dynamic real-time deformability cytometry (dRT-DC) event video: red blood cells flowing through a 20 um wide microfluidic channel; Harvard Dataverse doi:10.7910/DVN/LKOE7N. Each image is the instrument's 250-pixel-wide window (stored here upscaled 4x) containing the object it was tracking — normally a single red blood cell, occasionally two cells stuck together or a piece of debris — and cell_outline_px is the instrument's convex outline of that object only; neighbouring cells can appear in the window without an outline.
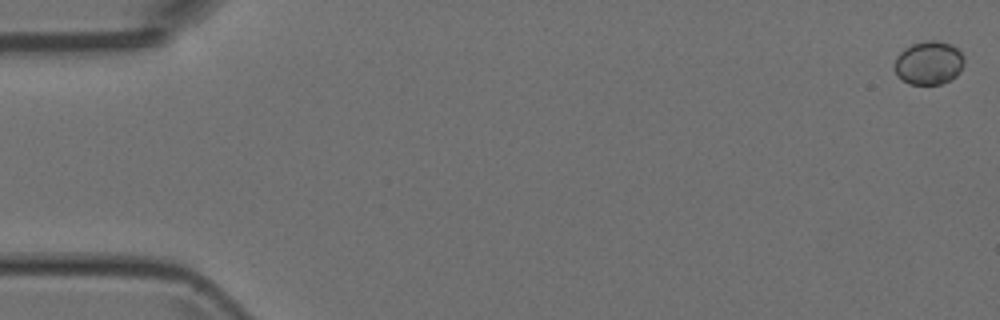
{"species": "Egyptian fruit bat (a non-hibernating species)", "species_latin": "Rousettus aegyptiacus", "temperature_condition": "room temperature", "stored_images_in_passage": 52, "camera_frame_rate_fps": 3000, "um_per_image_px": 0.085, "animal": {"sex": "female"}, "frame": {"image": 1, "passage_image": 1, "time_ms": 0.0, "image_size_px": [1000, 320], "cell_outline_px": [[964, 64], [960, 72], [956, 76], [940, 84], [908, 84], [896, 76], [896, 56], [904, 48], [912, 44], [924, 40], [936, 40], [952, 44], [964, 56]], "centroid_in_image_um": [78.95, 5.33], "position_along_channel_um": 6.0, "area_um2": 17.74}}
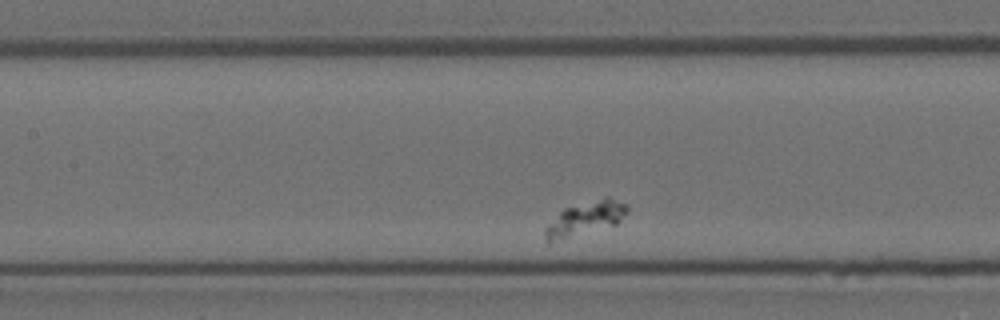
{"frame": {"image": 2, "passage_image": 20, "time_ms": 6.333, "image_size_px": [1000, 320], "cell_outline_px": [[628, 212], [616, 224], [548, 244], [544, 240], [544, 228], [564, 208], [604, 196], [608, 196], [628, 204]], "centroid_in_image_um": [49.73, 18.57], "position_along_channel_um": 157.7, "area_um2": 16.42}}
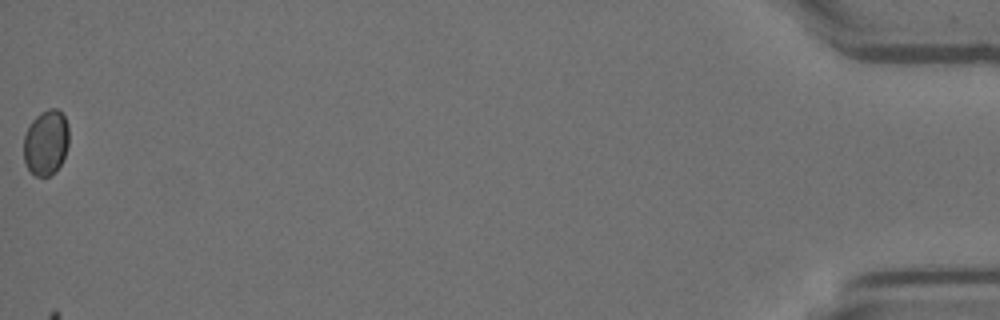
{"frame": {"image": 3, "passage_image": 52, "time_ms": 17.0, "image_size_px": [1000, 320], "cell_outline_px": [[68, 144], [64, 156], [60, 164], [48, 176], [36, 176], [28, 168], [24, 160], [24, 136], [32, 120], [40, 112], [48, 108], [56, 108], [64, 116], [68, 124]], "centroid_in_image_um": [3.9, 12.08], "position_along_channel_um": 431.3, "area_um2": 16.99}}